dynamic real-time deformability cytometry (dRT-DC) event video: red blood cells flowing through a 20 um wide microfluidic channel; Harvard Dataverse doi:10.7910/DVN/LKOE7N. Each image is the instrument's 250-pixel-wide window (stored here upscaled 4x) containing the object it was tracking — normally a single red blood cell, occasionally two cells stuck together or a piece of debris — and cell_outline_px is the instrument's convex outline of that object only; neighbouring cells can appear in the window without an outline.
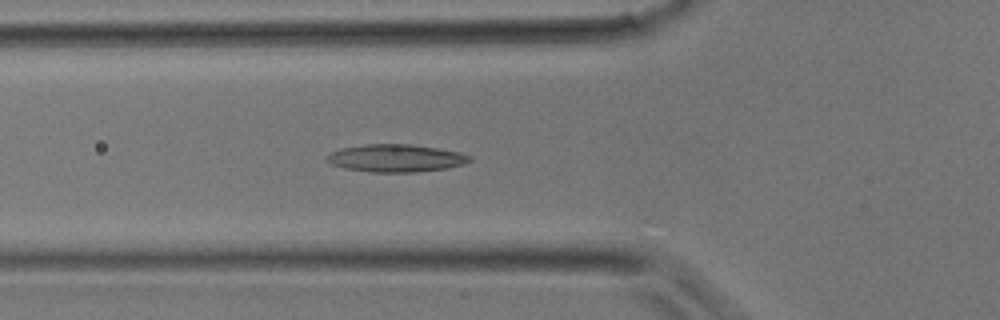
{"species": "common noctule bat (a hibernating species)", "species_latin": "Nyctalus noctula", "temperature_condition": "room temperature", "stored_images_in_passage": 25, "camera_frame_rate_fps": 3000, "um_per_image_px": 0.085, "animal": {"sex": "male", "body_mass_g": 17.9}, "frame": {"image": 1, "passage_image": 2, "time_ms": 0.333, "image_size_px": [1000, 320], "cell_outline_px": [[472, 160], [464, 164], [448, 168], [416, 172], [372, 172], [344, 168], [332, 164], [324, 160], [324, 156], [328, 152], [340, 148], [368, 144], [408, 144], [436, 148], [460, 152], [472, 156]], "centroid_in_image_um": [33.61, 13.44], "position_along_channel_um": 92.2, "area_um2": 23.18}}
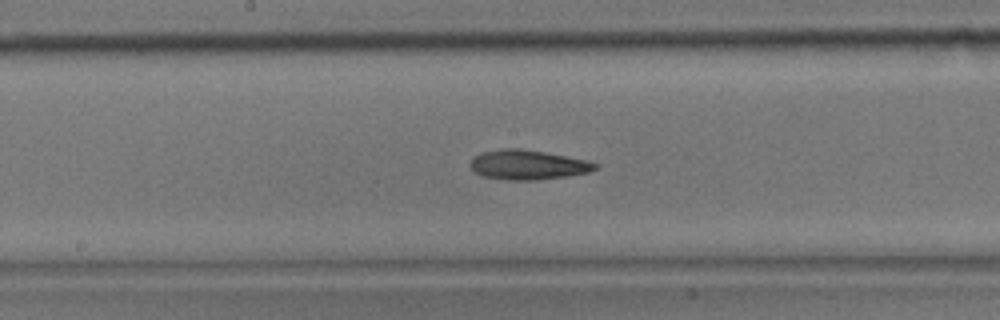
{"frame": {"image": 2, "passage_image": 8, "time_ms": 2.333, "image_size_px": [1000, 320], "cell_outline_px": [[600, 164], [596, 168], [588, 172], [568, 176], [536, 180], [508, 180], [484, 176], [476, 172], [472, 168], [472, 160], [476, 156], [484, 152], [504, 148], [520, 148], [544, 152], [588, 160]], "centroid_in_image_um": [44.93, 14.01], "position_along_channel_um": 203.3, "area_um2": 21.27}}
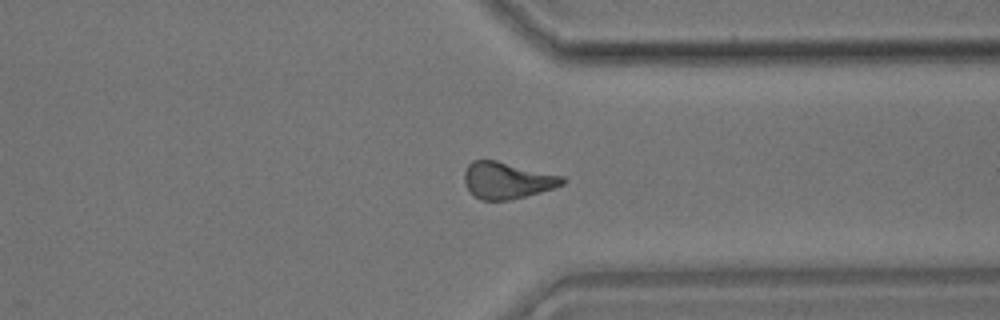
{"frame": {"image": 3, "passage_image": 17, "time_ms": 5.333, "image_size_px": [1000, 320], "cell_outline_px": [[564, 184], [540, 192], [508, 200], [480, 200], [472, 196], [464, 184], [464, 172], [468, 164], [472, 160], [496, 160], [564, 176]], "centroid_in_image_um": [43.05, 15.33], "position_along_channel_um": 368.4, "area_um2": 20.98}}